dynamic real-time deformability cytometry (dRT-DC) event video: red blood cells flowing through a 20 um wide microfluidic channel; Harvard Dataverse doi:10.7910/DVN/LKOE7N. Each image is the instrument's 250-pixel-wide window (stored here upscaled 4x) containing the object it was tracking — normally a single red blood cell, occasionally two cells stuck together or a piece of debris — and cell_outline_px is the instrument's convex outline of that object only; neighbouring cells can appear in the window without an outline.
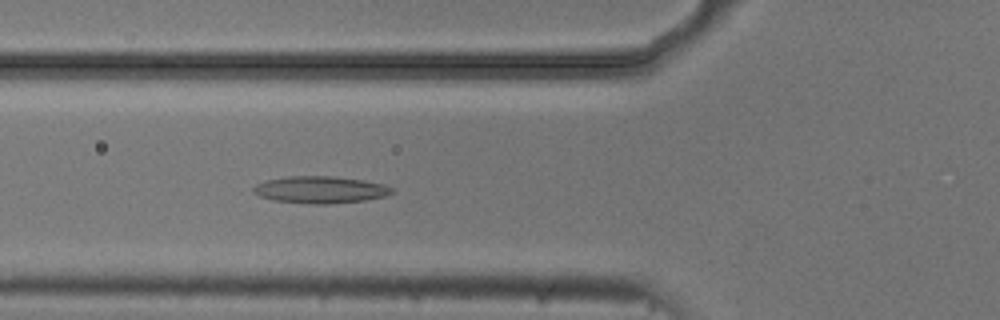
{"species": "common noctule bat (a hibernating species)", "species_latin": "Nyctalus noctula", "temperature_condition": "cold", "stored_images_in_passage": 44, "camera_frame_rate_fps": 3000, "um_per_image_px": 0.085, "animal": {"sex": "male", "body_mass_g": 20.5, "forearm_length_mm": 52.5}, "frame": {"image": 1, "passage_image": 17, "time_ms": 5.333, "image_size_px": [1000, 320], "cell_outline_px": [[396, 188], [392, 192], [384, 196], [364, 200], [328, 204], [316, 204], [272, 200], [260, 196], [252, 192], [252, 188], [256, 184], [268, 180], [288, 176], [332, 176], [364, 180], [384, 184]], "centroid_in_image_um": [27.23, 16.12], "position_along_channel_um": 98.6, "area_um2": 21.73}}
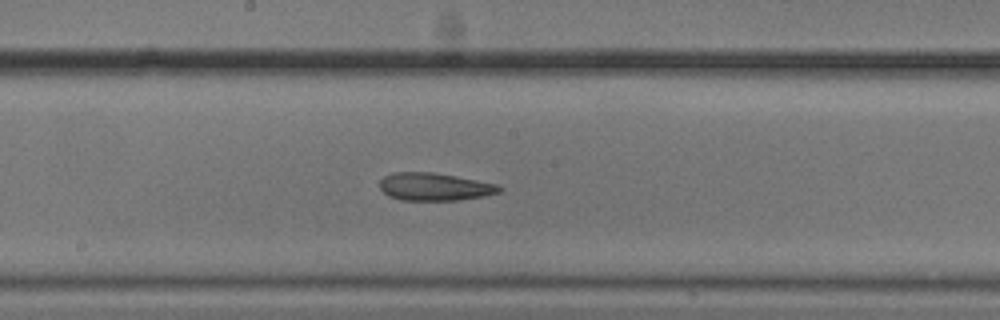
{"frame": {"image": 2, "passage_image": 26, "time_ms": 8.333, "image_size_px": [1000, 320], "cell_outline_px": [[504, 188], [500, 192], [484, 196], [460, 200], [400, 200], [388, 196], [380, 188], [380, 180], [384, 176], [392, 172], [432, 172], [500, 184]], "centroid_in_image_um": [36.96, 15.87], "position_along_channel_um": 211.2, "area_um2": 19.48}}
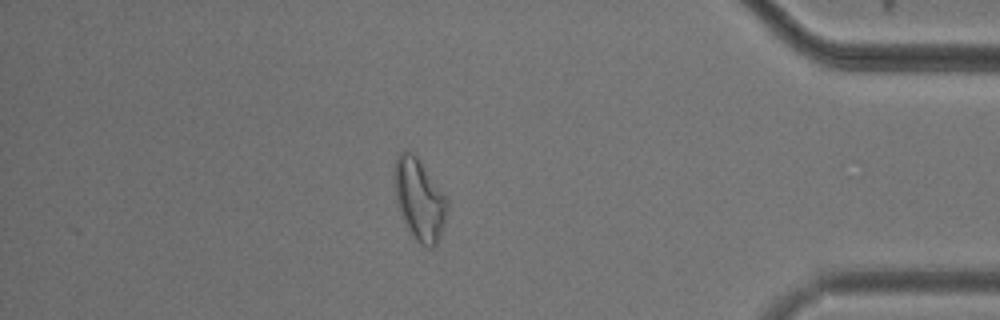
{"frame": {"image": 3, "passage_image": 44, "time_ms": 14.333, "image_size_px": [1000, 320], "cell_outline_px": [[448, 212], [436, 244], [432, 248], [428, 248], [420, 244], [416, 240], [400, 216], [396, 200], [396, 156], [400, 152], [412, 152], [416, 156], [448, 200]], "centroid_in_image_um": [35.66, 17.01], "position_along_channel_um": 399.5, "area_um2": 24.39}, "authors_computed_cell_mechanics": {"area_um2": 19.8254, "velocity_mm_per_s": 3.7282, "shape_relaxation_time_tau1_ms": null, "shape_relaxation_time_tau2_ms": 5.778, "deformation_change_tau1": null, "deformation_change_tau2": 0.156}}